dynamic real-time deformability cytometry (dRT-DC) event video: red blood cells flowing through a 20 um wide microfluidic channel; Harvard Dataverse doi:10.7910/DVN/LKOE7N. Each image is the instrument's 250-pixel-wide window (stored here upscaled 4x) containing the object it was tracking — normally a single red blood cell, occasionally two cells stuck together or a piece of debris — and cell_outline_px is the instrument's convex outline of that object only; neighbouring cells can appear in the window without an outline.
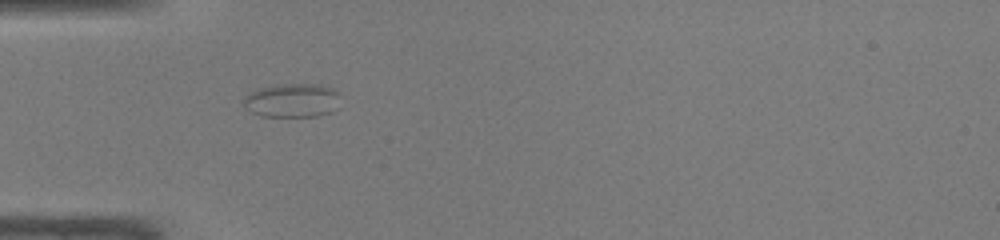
{"species": "common noctule bat (a hibernating species)", "species_latin": "Nyctalus noctula", "temperature_condition": "warm", "stored_images_in_passage": 27, "camera_frame_rate_fps": 3000, "um_per_image_px": 0.085, "animal": {"sex": "male", "body_mass_g": 19.0, "forearm_length_mm": 50.8}, "frame": {"image": 1, "passage_image": 1, "time_ms": 0.0, "image_size_px": [1000, 240], "cell_outline_px": [[340, 96], [336, 108], [332, 112], [316, 116], [260, 116], [244, 108], [244, 100], [252, 92], [260, 88], [276, 84], [320, 84], [332, 88]], "centroid_in_image_um": [24.86, 8.53], "position_along_channel_um": 60.1, "area_um2": 19.02}}
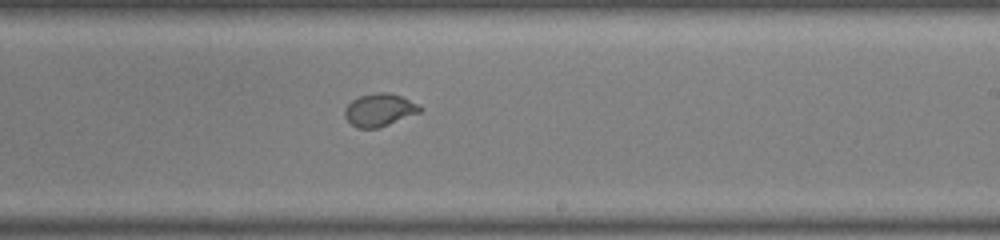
{"frame": {"image": 2, "passage_image": 15, "time_ms": 4.667, "image_size_px": [1000, 240], "cell_outline_px": [[424, 108], [420, 112], [380, 128], [356, 128], [344, 116], [344, 108], [352, 100], [360, 96], [372, 92], [388, 92], [400, 96], [420, 104]], "centroid_in_image_um": [32.26, 9.34], "position_along_channel_um": 256.7, "area_um2": 14.51}}
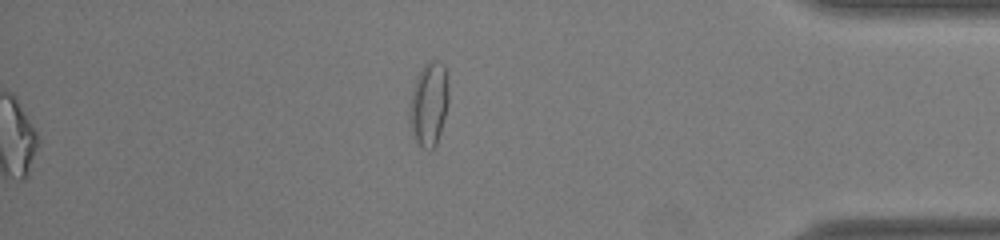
{"frame": {"image": 3, "passage_image": 27, "time_ms": 8.667, "image_size_px": [1000, 240], "cell_outline_px": [[448, 104], [440, 132], [436, 144], [432, 148], [424, 148], [412, 136], [408, 116], [408, 112], [412, 92], [416, 76], [424, 64], [428, 60], [436, 60], [444, 64], [448, 76]], "centroid_in_image_um": [36.45, 8.78], "position_along_channel_um": 398.7, "area_um2": 19.25}, "authors_computed_cell_mechanics": {"area_um2": 14.5656, "velocity_mm_per_s": 4.2941, "shape_relaxation_time_tau1_ms": 8.815, "shape_relaxation_time_tau2_ms": null, "deformation_change_tau1": 0.2116, "deformation_change_tau2": null}}